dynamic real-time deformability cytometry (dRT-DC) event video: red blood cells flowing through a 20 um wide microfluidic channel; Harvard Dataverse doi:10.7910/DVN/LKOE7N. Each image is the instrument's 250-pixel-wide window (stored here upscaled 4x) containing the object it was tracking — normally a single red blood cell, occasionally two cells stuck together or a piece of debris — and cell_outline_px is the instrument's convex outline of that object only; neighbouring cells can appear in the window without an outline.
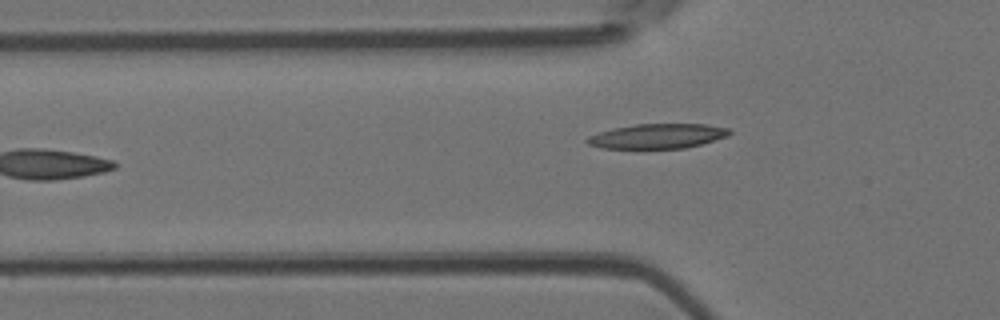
{"species": "Egyptian fruit bat (a non-hibernating species)", "species_latin": "Rousettus aegyptiacus", "temperature_condition": "room temperature", "stored_images_in_passage": 3, "camera_frame_rate_fps": 3000, "um_per_image_px": 0.085, "animal": {"sex": "female"}, "frame": {"image": 1, "passage_image": 3, "time_ms": 0.667, "image_size_px": [1000, 320], "cell_outline_px": [[732, 132], [728, 136], [700, 144], [684, 148], [636, 152], [600, 148], [588, 144], [584, 140], [588, 136], [612, 128], [636, 124], [704, 124], [728, 128]], "centroid_in_image_um": [55.78, 11.63], "position_along_channel_um": 70.0, "area_um2": 21.62}}